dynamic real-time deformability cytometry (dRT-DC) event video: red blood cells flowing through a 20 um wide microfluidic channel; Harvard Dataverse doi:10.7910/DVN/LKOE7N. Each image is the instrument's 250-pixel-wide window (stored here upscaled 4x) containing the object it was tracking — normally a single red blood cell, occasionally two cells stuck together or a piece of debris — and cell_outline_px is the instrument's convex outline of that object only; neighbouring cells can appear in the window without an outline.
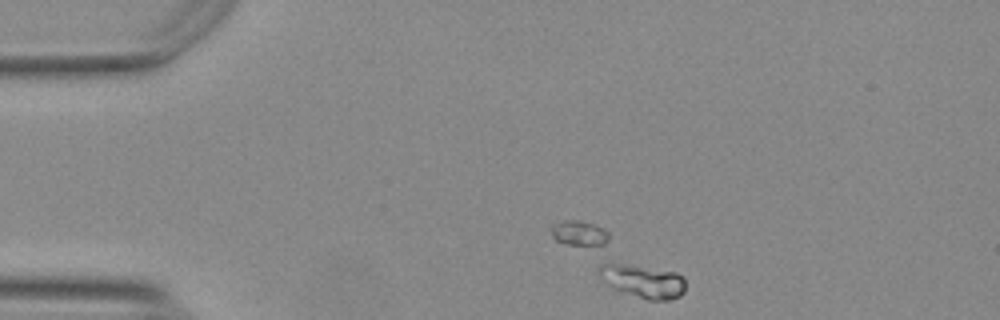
{"species": "Egyptian fruit bat (a non-hibernating species)", "species_latin": "Rousettus aegyptiacus", "temperature_condition": "warm", "stored_images_in_passage": 12, "camera_frame_rate_fps": 3000, "um_per_image_px": 0.085, "animal": {"sex": "female"}, "frame": {"image": 1, "passage_image": 12, "time_ms": 3.667, "image_size_px": [1000, 320], "cell_outline_px": [[684, 292], [680, 296], [668, 300], [648, 300], [612, 288], [604, 280], [596, 268], [600, 264], [616, 264], [676, 272], [684, 280]], "centroid_in_image_um": [54.66, 23.93], "position_along_channel_um": 30.3, "area_um2": 16.07}}